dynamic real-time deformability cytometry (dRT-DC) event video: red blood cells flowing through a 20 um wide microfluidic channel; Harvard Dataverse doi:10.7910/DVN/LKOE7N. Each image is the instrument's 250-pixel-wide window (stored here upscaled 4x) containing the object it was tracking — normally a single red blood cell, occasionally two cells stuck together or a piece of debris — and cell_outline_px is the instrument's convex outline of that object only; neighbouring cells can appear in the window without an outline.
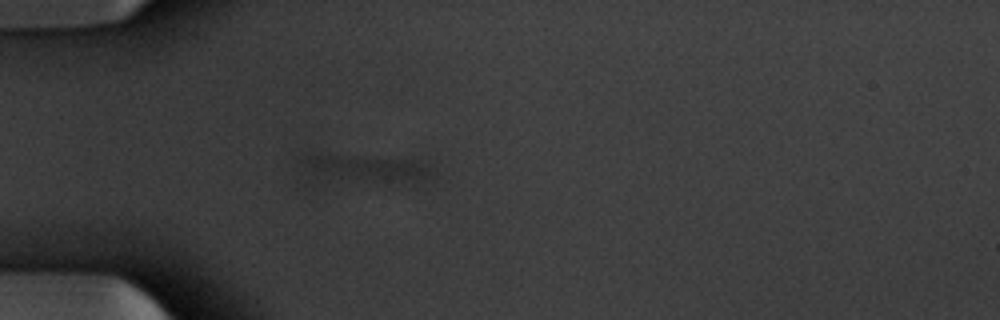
{"species": "common noctule bat (a hibernating species)", "species_latin": "Nyctalus noctula", "temperature_condition": "warm", "stored_images_in_passage": 53, "camera_frame_rate_fps": 3000, "um_per_image_px": 0.085, "animal": {"sex": "male", "body_mass_g": 20.1, "forearm_length_mm": 53.5}, "frame": {"image": 1, "passage_image": 15, "time_ms": 4.667, "image_size_px": [1000, 320], "cell_outline_px": [[436, 172], [432, 176], [420, 180], [312, 184], [296, 160], [296, 156], [304, 152], [316, 152], [412, 160], [428, 164]], "centroid_in_image_um": [30.59, 14.33], "position_along_channel_um": 54.4, "area_um2": 23.64}}
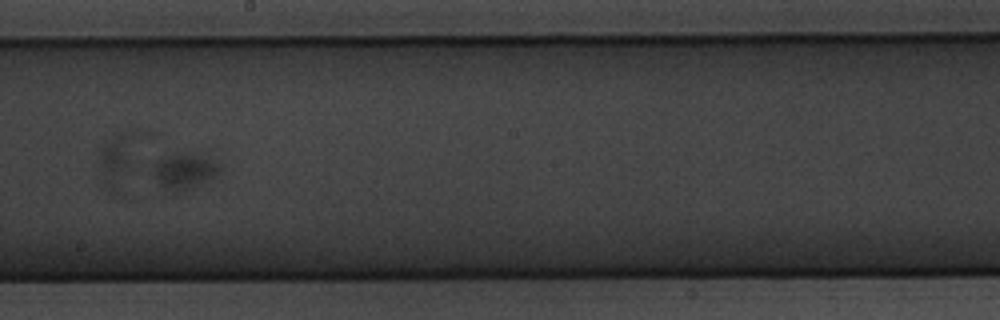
{"frame": {"image": 2, "passage_image": 30, "time_ms": 9.667, "image_size_px": [1000, 320], "cell_outline_px": [[224, 172], [216, 176], [180, 192], [176, 192], [164, 188], [156, 180], [156, 160], [180, 152], [208, 148], [224, 164]], "centroid_in_image_um": [15.95, 14.38], "position_along_channel_um": 232.2, "area_um2": 15.14}}
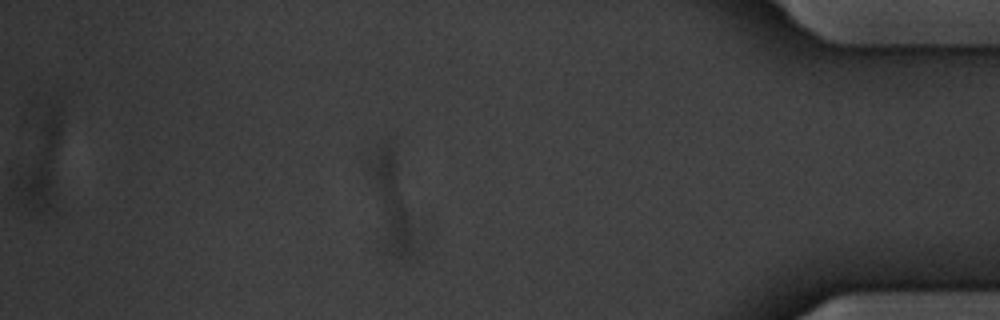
{"frame": {"image": 3, "passage_image": 46, "time_ms": 15.0, "image_size_px": [1000, 320], "cell_outline_px": [[412, 252], [404, 260], [396, 256], [388, 248], [368, 164], [368, 160], [376, 144], [388, 144], [392, 148], [396, 160], [412, 232]], "centroid_in_image_um": [33.23, 17.04], "position_along_channel_um": 402.0, "area_um2": 21.44}}